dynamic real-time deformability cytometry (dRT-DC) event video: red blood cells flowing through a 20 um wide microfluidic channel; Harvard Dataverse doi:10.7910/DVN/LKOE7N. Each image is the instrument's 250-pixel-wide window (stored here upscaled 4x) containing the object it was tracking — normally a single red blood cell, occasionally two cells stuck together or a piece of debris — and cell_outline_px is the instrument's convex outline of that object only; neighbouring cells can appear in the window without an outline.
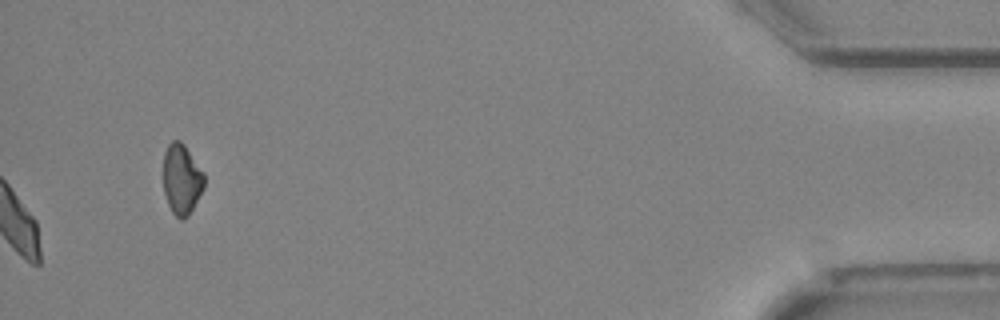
{"species": "Egyptian fruit bat (a non-hibernating species)", "species_latin": "Rousettus aegyptiacus", "temperature_condition": "cold", "stored_images_in_passage": 52, "camera_frame_rate_fps": 3000, "um_per_image_px": 0.085, "animal": {"sex": "female"}, "frame": {"image": 1, "passage_image": 52, "time_ms": 17.0, "image_size_px": [1000, 320], "cell_outline_px": [[204, 188], [188, 216], [184, 220], [180, 220], [172, 212], [168, 204], [164, 192], [164, 152], [168, 144], [172, 140], [180, 140], [184, 144], [204, 172]], "centroid_in_image_um": [15.45, 15.23], "position_along_channel_um": 419.8, "area_um2": 16.82}, "authors_computed_cell_mechanics": {"area_um2": 20.6635, "velocity_mm_per_s": 3.9185, "shape_relaxation_time_tau1_ms": 5.3603, "shape_relaxation_time_tau2_ms": null, "deformation_change_tau1": 0.1465, "deformation_change_tau2": null}}